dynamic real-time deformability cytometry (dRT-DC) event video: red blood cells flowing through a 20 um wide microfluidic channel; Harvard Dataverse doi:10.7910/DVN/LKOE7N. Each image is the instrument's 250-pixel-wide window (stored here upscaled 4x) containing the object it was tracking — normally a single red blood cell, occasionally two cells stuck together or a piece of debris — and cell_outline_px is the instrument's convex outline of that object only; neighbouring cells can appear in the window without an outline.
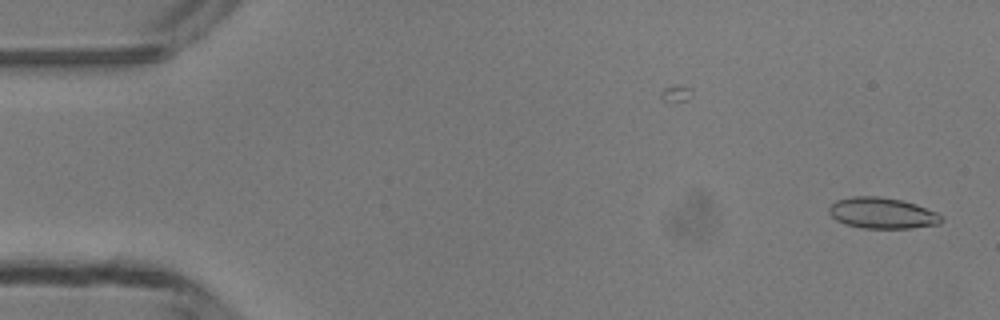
{"species": "common noctule bat (a hibernating species)", "species_latin": "Nyctalus noctula", "temperature_condition": "room temperature", "stored_images_in_passage": 47, "camera_frame_rate_fps": 3000, "um_per_image_px": 0.085, "animal": {"sex": "male", "body_mass_g": 13.3}, "frame": {"image": 1, "passage_image": 1, "time_ms": 0.0, "image_size_px": [1000, 320], "cell_outline_px": [[944, 220], [940, 224], [912, 228], [860, 228], [844, 224], [836, 220], [828, 212], [828, 208], [836, 200], [852, 196], [880, 196], [900, 200], [916, 204], [936, 212]], "centroid_in_image_um": [74.97, 18.12], "position_along_channel_um": 10.0, "area_um2": 20.4}}
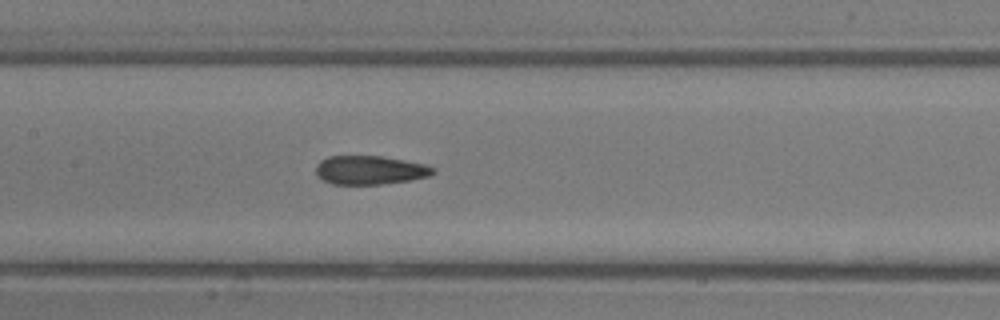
{"frame": {"image": 2, "passage_image": 22, "time_ms": 7.0, "image_size_px": [1000, 320], "cell_outline_px": [[436, 172], [428, 176], [408, 180], [380, 184], [332, 184], [316, 176], [316, 164], [320, 160], [328, 156], [380, 156], [404, 160], [424, 164], [436, 168]], "centroid_in_image_um": [31.42, 14.45], "position_along_channel_um": 176.0, "area_um2": 19.59}}
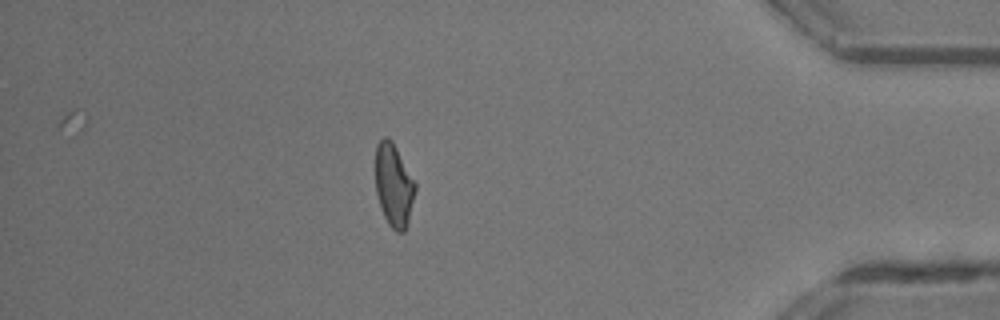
{"frame": {"image": 3, "passage_image": 41, "time_ms": 13.333, "image_size_px": [1000, 320], "cell_outline_px": [[416, 188], [408, 224], [404, 232], [396, 232], [388, 224], [384, 216], [376, 192], [376, 144], [384, 136], [388, 136], [392, 140], [416, 184]], "centroid_in_image_um": [33.47, 15.75], "position_along_channel_um": 401.7, "area_um2": 19.13}, "authors_computed_cell_mechanics": {"area_um2": 19.941, "velocity_mm_per_s": 4.272, "shape_relaxation_time_tau1_ms": 9.2802, "shape_relaxation_time_tau2_ms": 1.3478, "deformation_change_tau1": 0.2488, "deformation_change_tau2": 0.0892}}